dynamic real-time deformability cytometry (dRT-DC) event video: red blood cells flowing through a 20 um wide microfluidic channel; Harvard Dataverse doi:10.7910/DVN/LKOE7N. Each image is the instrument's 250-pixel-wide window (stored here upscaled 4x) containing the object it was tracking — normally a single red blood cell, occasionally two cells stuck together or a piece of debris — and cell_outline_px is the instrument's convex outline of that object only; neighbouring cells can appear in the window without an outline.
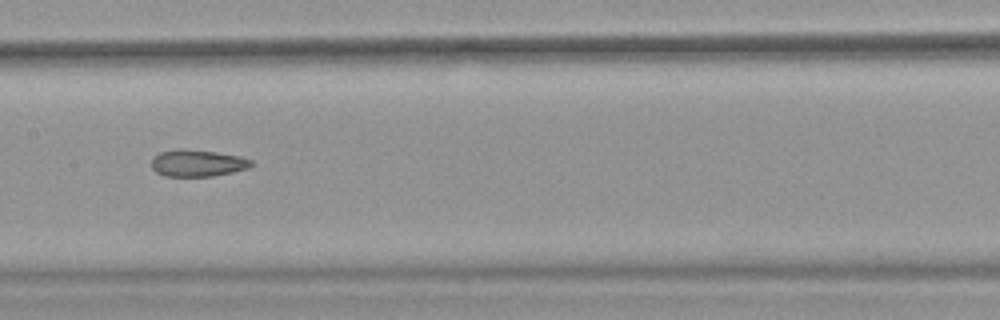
{"species": "common noctule bat (a hibernating species)", "species_latin": "Nyctalus noctula", "temperature_condition": "warm", "stored_images_in_passage": 44, "camera_frame_rate_fps": 3000, "um_per_image_px": 0.085, "animal": {"sex": "female", "body_mass_g": 18.4}, "frame": {"image": 1, "passage_image": 19, "time_ms": 6.0, "image_size_px": [1000, 320], "cell_outline_px": [[256, 164], [248, 168], [232, 172], [212, 176], [164, 176], [156, 172], [152, 168], [152, 156], [160, 152], [176, 148], [216, 152], [240, 156], [252, 160]], "centroid_in_image_um": [16.79, 13.86], "position_along_channel_um": 190.6, "area_um2": 15.72}, "authors_computed_cell_mechanics": {"area_um2": 17.2533, "velocity_mm_per_s": 4.0162, "shape_relaxation_time_tau1_ms": null, "shape_relaxation_time_tau2_ms": 2.3382, "deformation_change_tau1": null, "deformation_change_tau2": 0.1025}}